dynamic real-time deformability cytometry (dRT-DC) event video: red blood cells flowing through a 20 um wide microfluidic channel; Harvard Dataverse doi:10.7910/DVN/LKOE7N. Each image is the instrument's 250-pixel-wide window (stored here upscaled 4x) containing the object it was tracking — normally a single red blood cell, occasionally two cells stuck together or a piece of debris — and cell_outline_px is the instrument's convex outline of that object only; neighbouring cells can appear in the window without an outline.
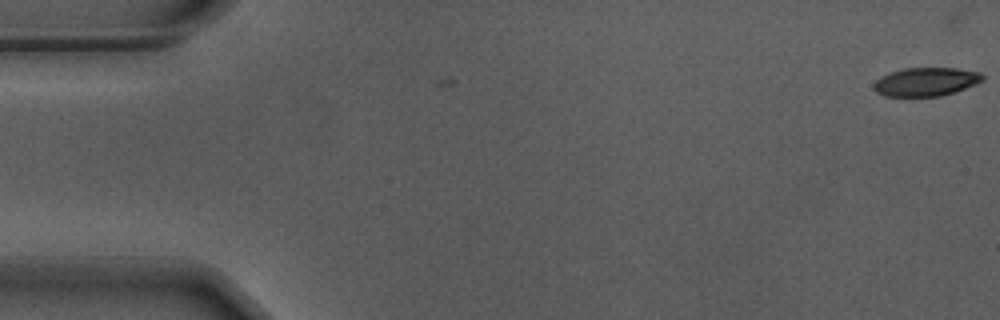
{"species": "Egyptian fruit bat (a non-hibernating species)", "species_latin": "Rousettus aegyptiacus", "temperature_condition": "warm", "stored_images_in_passage": 5, "camera_frame_rate_fps": 3000, "um_per_image_px": 0.085, "animal": {"sex": "male"}, "frame": {"image": 1, "passage_image": 5, "time_ms": 1.333, "image_size_px": [1000, 320], "cell_outline_px": [[984, 80], [976, 84], [940, 96], [884, 96], [876, 92], [872, 88], [872, 84], [880, 76], [904, 68], [956, 68], [980, 72], [984, 76]], "centroid_in_image_um": [78.67, 6.95], "position_along_channel_um": 6.3, "area_um2": 18.09}}